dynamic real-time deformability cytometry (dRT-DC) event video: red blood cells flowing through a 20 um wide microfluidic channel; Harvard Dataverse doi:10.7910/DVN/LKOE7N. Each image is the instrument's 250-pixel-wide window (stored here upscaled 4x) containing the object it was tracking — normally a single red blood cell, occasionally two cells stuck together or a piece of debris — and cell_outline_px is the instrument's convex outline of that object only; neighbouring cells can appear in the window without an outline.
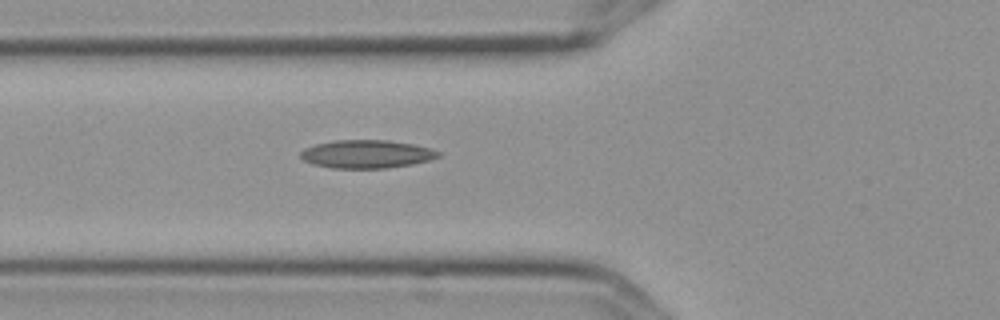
{"species": "Egyptian fruit bat (a non-hibernating species)", "species_latin": "Rousettus aegyptiacus", "temperature_condition": "cold", "stored_images_in_passage": 4, "camera_frame_rate_fps": 3000, "um_per_image_px": 0.085, "frame": {"image": 1, "passage_image": 4, "time_ms": 1.0, "image_size_px": [1000, 320], "cell_outline_px": [[440, 156], [428, 160], [412, 164], [384, 168], [332, 168], [312, 164], [304, 160], [300, 156], [300, 152], [304, 148], [316, 144], [336, 140], [388, 140], [412, 144], [432, 148], [440, 152]], "centroid_in_image_um": [31.15, 13.09], "position_along_channel_um": 94.6, "area_um2": 22.54}}